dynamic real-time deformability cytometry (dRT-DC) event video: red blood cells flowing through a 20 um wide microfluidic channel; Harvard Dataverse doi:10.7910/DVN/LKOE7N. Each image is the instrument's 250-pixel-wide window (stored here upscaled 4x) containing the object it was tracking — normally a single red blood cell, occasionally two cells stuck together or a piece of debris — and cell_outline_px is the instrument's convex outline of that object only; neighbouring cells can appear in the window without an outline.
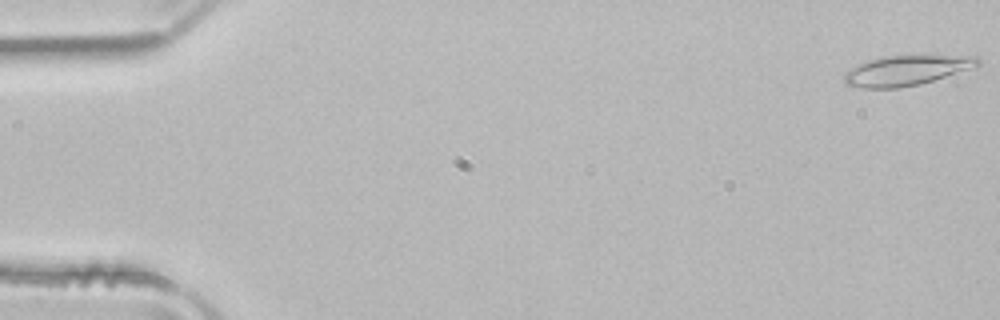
{"species": "common noctule bat (a hibernating species)", "species_latin": "Nyctalus noctula", "temperature_condition": "room temperature", "stored_images_in_passage": 13, "camera_frame_rate_fps": 3000, "um_per_image_px": 0.085, "animal": {"sex": "male", "body_mass_g": 21.5, "forearm_length_mm": 52.0}, "frame": {"image": 1, "passage_image": 1, "time_ms": 0.0, "image_size_px": [1000, 320], "cell_outline_px": [[980, 64], [920, 84], [900, 88], [860, 88], [844, 84], [844, 72], [868, 60], [880, 56], [976, 56], [980, 60]], "centroid_in_image_um": [76.94, 6.0], "position_along_channel_um": 8.1, "area_um2": 22.89}}